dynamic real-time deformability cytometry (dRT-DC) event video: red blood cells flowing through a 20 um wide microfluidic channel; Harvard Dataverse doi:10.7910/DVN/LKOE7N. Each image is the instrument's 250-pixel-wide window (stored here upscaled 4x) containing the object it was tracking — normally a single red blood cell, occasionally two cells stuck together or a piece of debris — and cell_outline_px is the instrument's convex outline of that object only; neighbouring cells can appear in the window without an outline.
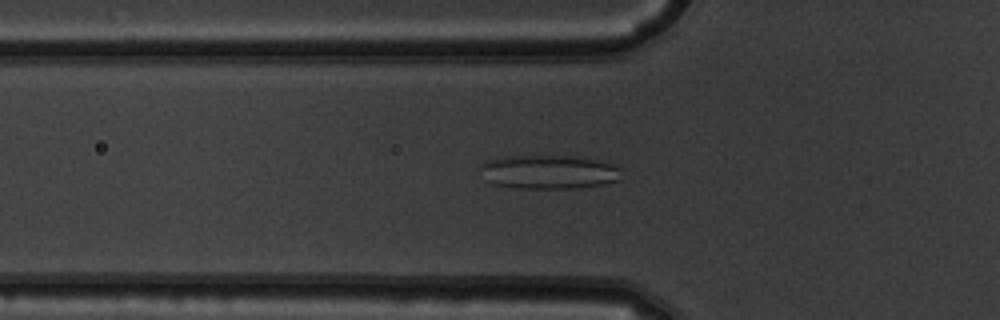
{"species": "common noctule bat (a hibernating species)", "species_latin": "Nyctalus noctula", "temperature_condition": "warm", "stored_images_in_passage": 42, "camera_frame_rate_fps": 3000, "um_per_image_px": 0.085, "animal": {"sex": "male", "body_mass_g": 19.5, "forearm_length_mm": 54.6}, "frame": {"image": 1, "passage_image": 9, "time_ms": 2.667, "image_size_px": [1000, 320], "cell_outline_px": [[624, 168], [620, 180], [604, 184], [576, 188], [520, 188], [492, 184], [484, 180], [480, 168], [480, 164], [484, 160], [500, 156], [580, 156], [608, 160]], "centroid_in_image_um": [46.72, 14.59], "position_along_channel_um": 79.1, "area_um2": 28.9}}
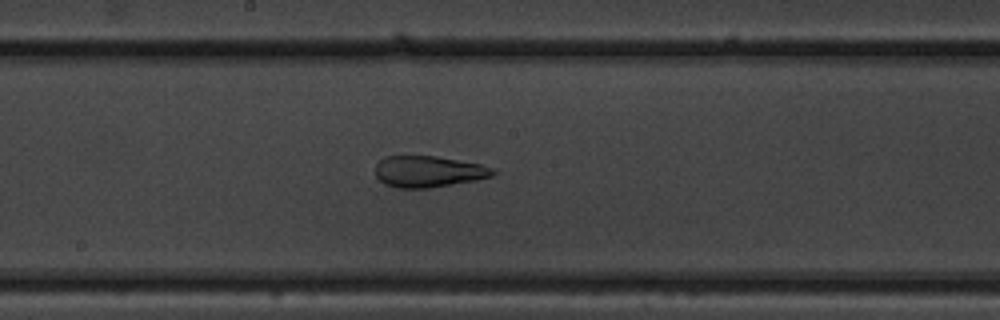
{"frame": {"image": 2, "passage_image": 19, "time_ms": 6.0, "image_size_px": [1000, 320], "cell_outline_px": [[496, 172], [492, 176], [476, 180], [428, 188], [396, 188], [384, 184], [376, 176], [376, 164], [384, 156], [436, 156], [480, 164], [492, 168]], "centroid_in_image_um": [36.39, 14.58], "position_along_channel_um": 211.8, "area_um2": 21.39}}
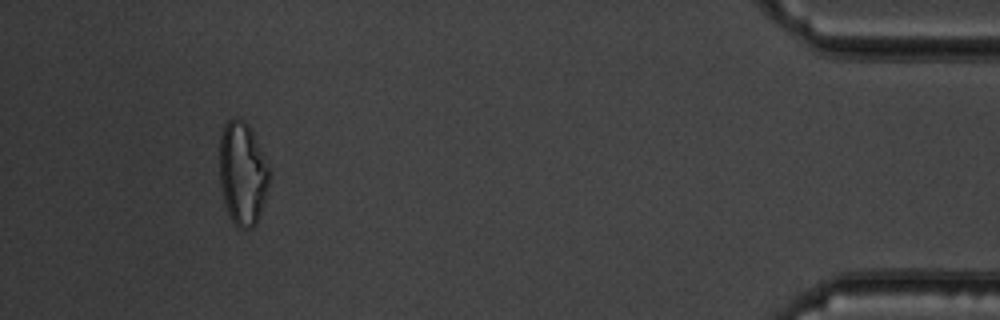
{"frame": {"image": 3, "passage_image": 39, "time_ms": 12.667, "image_size_px": [1000, 320], "cell_outline_px": [[272, 172], [264, 200], [256, 224], [252, 228], [240, 228], [228, 216], [224, 204], [220, 184], [220, 136], [224, 124], [228, 120], [236, 116], [240, 116], [248, 124]], "centroid_in_image_um": [20.61, 14.72], "position_along_channel_um": 414.6, "area_um2": 30.17}, "authors_computed_cell_mechanics": {"area_um2": 25.3453, "velocity_mm_per_s": 3.9733, "shape_relaxation_time_tau1_ms": null, "shape_relaxation_time_tau2_ms": 2.1256, "deformation_change_tau1": null, "deformation_change_tau2": 0.1129}}